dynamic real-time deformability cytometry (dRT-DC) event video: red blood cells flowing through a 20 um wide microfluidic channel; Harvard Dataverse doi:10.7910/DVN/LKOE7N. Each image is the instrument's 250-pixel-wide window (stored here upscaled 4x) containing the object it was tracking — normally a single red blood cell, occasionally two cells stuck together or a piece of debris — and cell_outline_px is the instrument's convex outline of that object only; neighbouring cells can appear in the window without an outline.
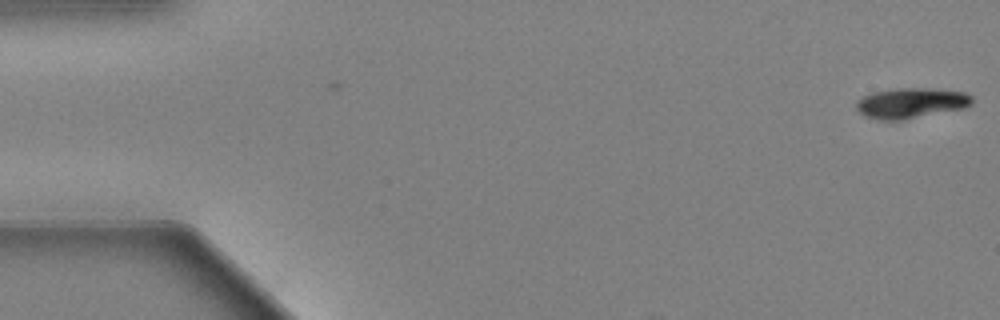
{"species": "Egyptian fruit bat (a non-hibernating species)", "species_latin": "Rousettus aegyptiacus", "temperature_condition": "warm", "stored_images_in_passage": 3, "camera_frame_rate_fps": 3000, "um_per_image_px": 0.085, "animal": {"sex": "female"}, "frame": {"image": 1, "passage_image": 3, "time_ms": 0.667, "image_size_px": [1000, 320], "cell_outline_px": [[972, 104], [964, 108], [904, 120], [876, 120], [864, 116], [856, 108], [856, 100], [872, 92], [896, 88], [932, 88], [968, 92], [972, 96]], "centroid_in_image_um": [77.44, 8.76], "position_along_channel_um": 7.6, "area_um2": 20.81}}